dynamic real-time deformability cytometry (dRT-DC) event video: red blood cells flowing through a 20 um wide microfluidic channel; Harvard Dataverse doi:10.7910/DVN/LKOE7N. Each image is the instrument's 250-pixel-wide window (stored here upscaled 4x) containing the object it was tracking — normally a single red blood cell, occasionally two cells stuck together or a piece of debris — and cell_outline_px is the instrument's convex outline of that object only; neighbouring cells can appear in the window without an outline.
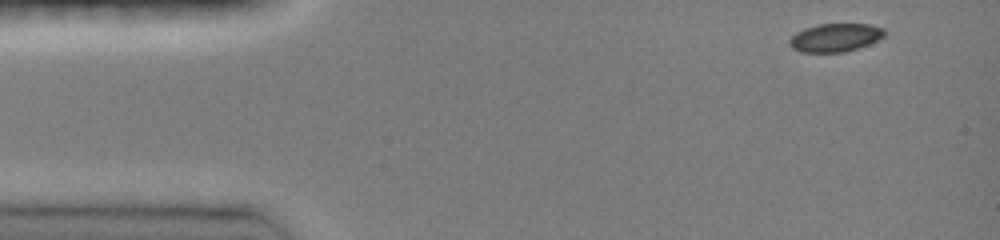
{"species": "common noctule bat (a hibernating species)", "species_latin": "Nyctalus noctula", "temperature_condition": "room temperature", "stored_images_in_passage": 43, "camera_frame_rate_fps": 3000, "um_per_image_px": 0.085, "animal": {"sex": "female", "body_mass_g": 19.0, "forearm_length_mm": 51.5}, "frame": {"image": 1, "passage_image": 1, "time_ms": 0.0, "image_size_px": [1000, 240], "cell_outline_px": [[884, 36], [868, 44], [844, 52], [800, 52], [792, 48], [788, 44], [788, 40], [796, 32], [804, 28], [816, 24], [868, 24], [884, 28]], "centroid_in_image_um": [70.94, 3.19], "position_along_channel_um": 14.1, "area_um2": 15.61}}
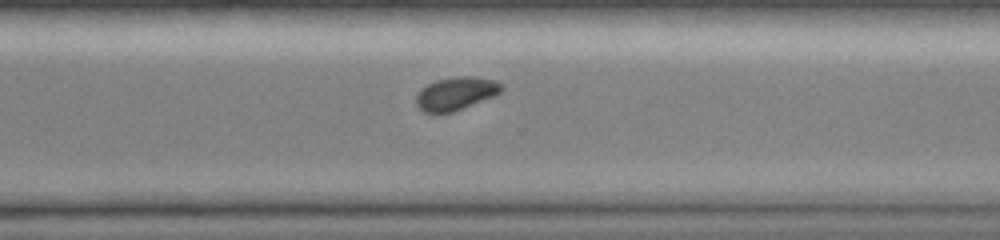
{"frame": {"image": 2, "passage_image": 31, "time_ms": 10.0, "image_size_px": [1000, 240], "cell_outline_px": [[504, 88], [500, 92], [492, 96], [452, 112], [424, 112], [416, 104], [416, 92], [420, 88], [436, 80], [456, 76], [468, 76], [496, 80], [504, 84]], "centroid_in_image_um": [38.74, 7.92], "position_along_channel_um": 331.9, "area_um2": 16.3}}
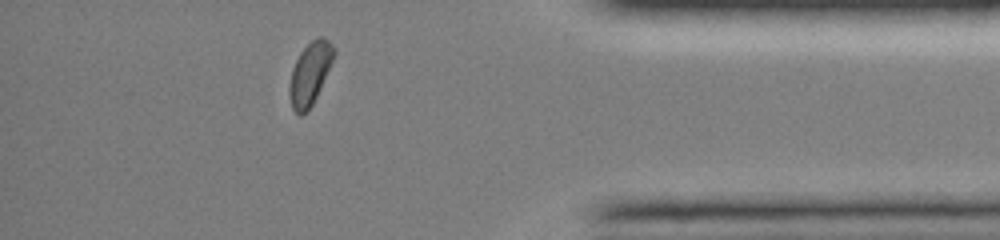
{"frame": {"image": 3, "passage_image": 38, "time_ms": 12.333, "image_size_px": [1000, 240], "cell_outline_px": [[336, 52], [320, 88], [312, 104], [300, 116], [292, 108], [288, 96], [288, 88], [292, 68], [300, 52], [312, 40], [320, 36], [324, 36], [336, 48]], "centroid_in_image_um": [26.33, 6.22], "position_along_channel_um": 408.9, "area_um2": 16.01}, "authors_computed_cell_mechanics": {"area_um2": 16.5308, "velocity_mm_per_s": 4.0911, "shape_relaxation_time_tau1_ms": 2.2702, "shape_relaxation_time_tau2_ms": null, "deformation_change_tau1": 0.073, "deformation_change_tau2": null}}